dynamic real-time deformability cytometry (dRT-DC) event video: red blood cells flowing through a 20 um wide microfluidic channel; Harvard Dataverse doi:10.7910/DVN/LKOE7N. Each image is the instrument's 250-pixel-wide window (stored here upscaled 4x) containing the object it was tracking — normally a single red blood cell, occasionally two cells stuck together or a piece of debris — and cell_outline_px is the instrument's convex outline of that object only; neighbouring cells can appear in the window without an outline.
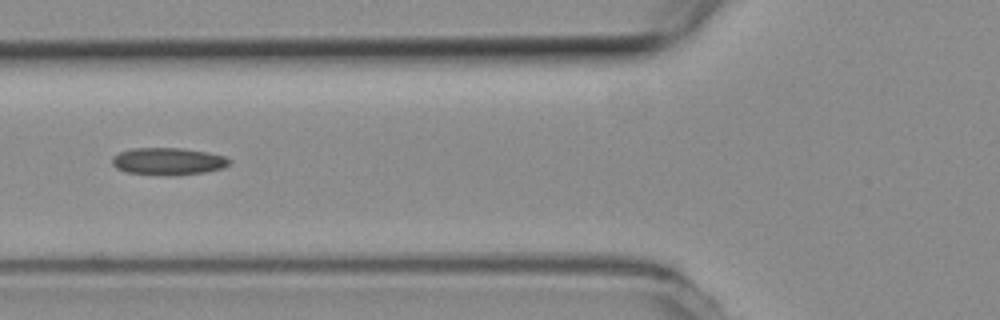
{"species": "common noctule bat (a hibernating species)", "species_latin": "Nyctalus noctula", "temperature_condition": "room temperature", "stored_images_in_passage": 9, "camera_frame_rate_fps": 3000, "um_per_image_px": 0.085, "animal": {"sex": "female", "body_mass_g": 19.3, "forearm_length_mm": 54.1}, "frame": {"image": 1, "passage_image": 6, "time_ms": 1.667, "image_size_px": [1000, 320], "cell_outline_px": [[232, 164], [224, 168], [204, 172], [176, 176], [164, 176], [124, 172], [116, 168], [112, 164], [112, 156], [120, 152], [132, 148], [180, 148], [208, 152], [224, 156], [232, 160]], "centroid_in_image_um": [14.3, 13.73], "position_along_channel_um": 111.5, "area_um2": 19.02}}
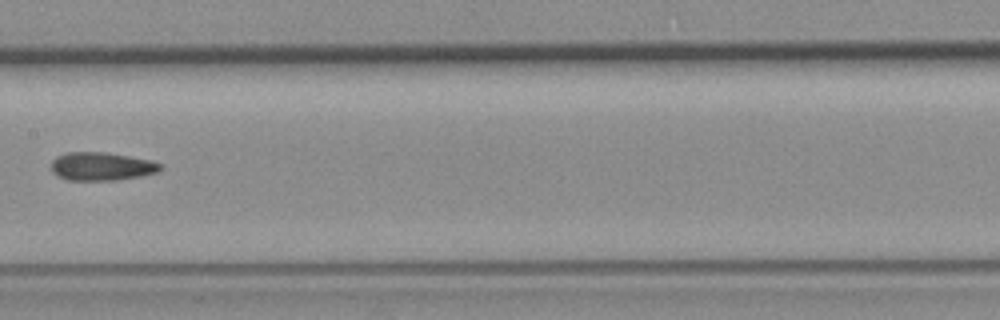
{"frame": {"image": 2, "passage_image": 8, "time_ms": 2.333, "image_size_px": [1000, 320], "cell_outline_px": [[164, 168], [156, 172], [140, 176], [116, 180], [68, 180], [52, 172], [52, 160], [56, 156], [68, 152], [104, 152], [152, 160], [160, 164]], "centroid_in_image_um": [8.64, 14.14], "position_along_channel_um": 198.8, "area_um2": 17.86}}
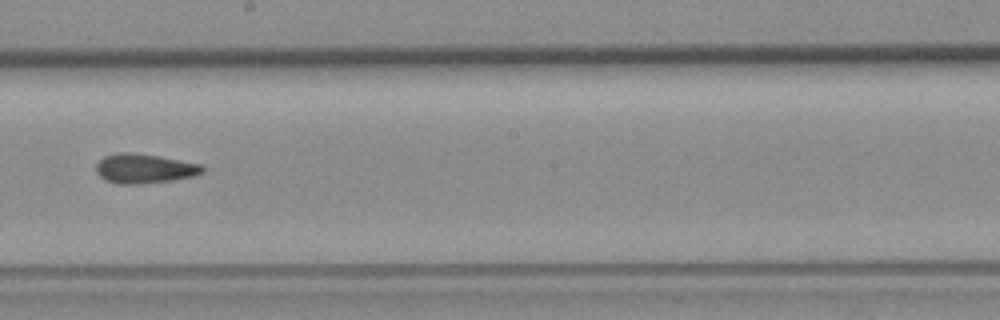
{"frame": {"image": 3, "passage_image": 9, "time_ms": 2.667, "image_size_px": [1000, 320], "cell_outline_px": [[204, 172], [196, 176], [172, 180], [136, 184], [116, 184], [104, 180], [96, 172], [96, 164], [104, 156], [120, 152], [128, 152], [160, 156], [200, 164], [204, 168]], "centroid_in_image_um": [12.26, 14.33], "position_along_channel_um": 235.9, "area_um2": 18.32}}